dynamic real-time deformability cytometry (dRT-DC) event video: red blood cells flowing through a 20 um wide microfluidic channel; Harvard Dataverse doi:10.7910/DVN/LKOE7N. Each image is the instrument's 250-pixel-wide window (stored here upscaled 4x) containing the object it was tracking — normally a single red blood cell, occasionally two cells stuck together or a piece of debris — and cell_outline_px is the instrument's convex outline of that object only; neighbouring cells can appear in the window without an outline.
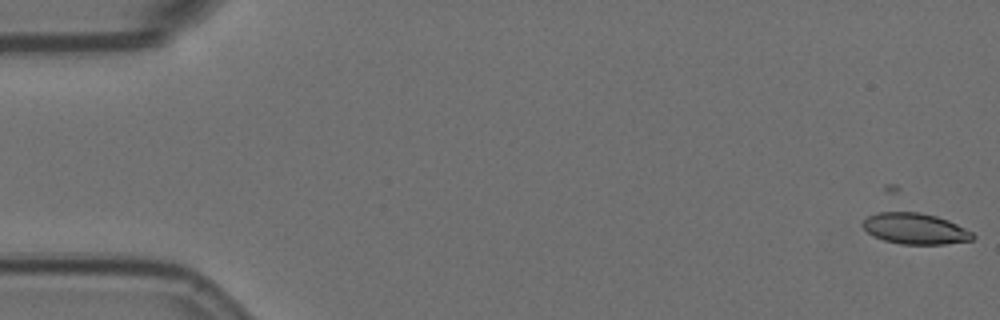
{"species": "Egyptian fruit bat (a non-hibernating species)", "species_latin": "Rousettus aegyptiacus", "temperature_condition": "room temperature", "stored_images_in_passage": 2, "camera_frame_rate_fps": 3000, "um_per_image_px": 0.085, "animal": {"sex": "female"}, "frame": {"image": 1, "passage_image": 2, "time_ms": 0.333, "image_size_px": [1000, 320], "cell_outline_px": [[976, 236], [972, 240], [944, 244], [900, 244], [884, 240], [872, 236], [860, 224], [868, 216], [876, 212], [888, 208], [896, 208], [920, 212], [936, 216], [948, 220], [972, 232]], "centroid_in_image_um": [77.7, 19.38], "position_along_channel_um": 7.3, "area_um2": 20.63}}